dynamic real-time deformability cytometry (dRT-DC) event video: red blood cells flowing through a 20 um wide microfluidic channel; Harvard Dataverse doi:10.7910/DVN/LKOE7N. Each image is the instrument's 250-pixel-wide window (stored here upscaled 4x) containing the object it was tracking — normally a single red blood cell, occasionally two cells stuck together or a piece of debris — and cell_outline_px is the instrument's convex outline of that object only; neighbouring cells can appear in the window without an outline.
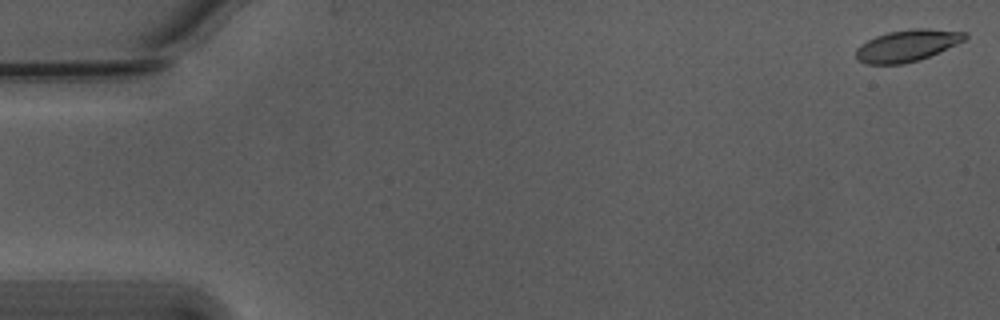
{"species": "Egyptian fruit bat (a non-hibernating species)", "species_latin": "Rousettus aegyptiacus", "temperature_condition": "warm", "stored_images_in_passage": 3, "camera_frame_rate_fps": 3000, "um_per_image_px": 0.085, "animal": {"sex": "male"}, "frame": {"image": 1, "passage_image": 1, "time_ms": 0.0, "image_size_px": [1000, 320], "cell_outline_px": [[968, 36], [964, 40], [956, 44], [920, 60], [904, 64], [864, 64], [856, 56], [856, 48], [860, 44], [876, 36], [888, 32], [912, 28], [928, 28], [968, 32]], "centroid_in_image_um": [77.11, 3.87], "position_along_channel_um": 7.9, "area_um2": 20.17}}